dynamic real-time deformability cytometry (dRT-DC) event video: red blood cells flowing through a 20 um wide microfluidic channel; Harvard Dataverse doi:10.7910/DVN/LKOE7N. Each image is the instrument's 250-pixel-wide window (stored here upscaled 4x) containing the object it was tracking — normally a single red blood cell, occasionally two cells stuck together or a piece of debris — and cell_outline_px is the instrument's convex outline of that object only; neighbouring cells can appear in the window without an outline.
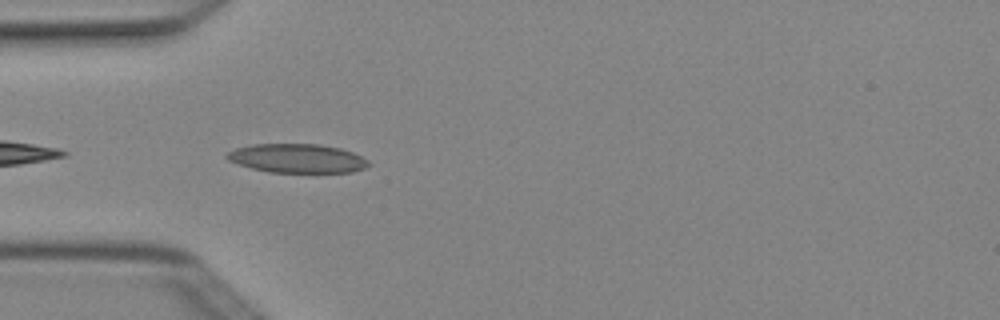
{"species": "Egyptian fruit bat (a non-hibernating species)", "species_latin": "Rousettus aegyptiacus", "temperature_condition": "cold", "stored_images_in_passage": 4, "camera_frame_rate_fps": 3000, "um_per_image_px": 0.085, "animal": {"sex": "female"}, "frame": {"image": 1, "passage_image": 4, "time_ms": 1.0, "image_size_px": [1000, 320], "cell_outline_px": [[372, 164], [364, 168], [352, 172], [268, 172], [252, 168], [228, 160], [224, 156], [228, 152], [236, 148], [252, 144], [320, 144], [340, 148], [352, 152], [368, 160]], "centroid_in_image_um": [25.27, 13.45], "position_along_channel_um": 59.7, "area_um2": 23.81}}